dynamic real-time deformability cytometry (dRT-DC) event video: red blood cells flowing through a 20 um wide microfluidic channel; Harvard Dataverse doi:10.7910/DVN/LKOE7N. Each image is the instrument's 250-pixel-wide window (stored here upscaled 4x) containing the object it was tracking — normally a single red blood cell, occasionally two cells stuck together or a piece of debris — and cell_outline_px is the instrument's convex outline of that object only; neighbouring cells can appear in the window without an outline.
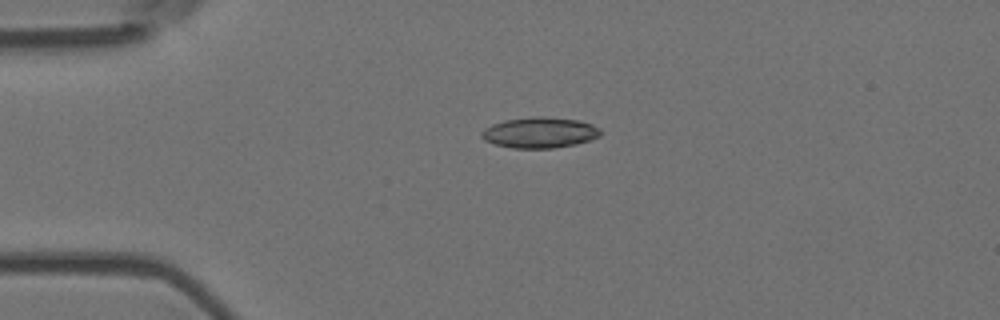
{"species": "Egyptian fruit bat (a non-hibernating species)", "species_latin": "Rousettus aegyptiacus", "temperature_condition": "room temperature", "stored_images_in_passage": 3, "camera_frame_rate_fps": 3000, "um_per_image_px": 0.085, "animal": {"sex": "female"}, "frame": {"image": 1, "passage_image": 1, "time_ms": 0.0, "image_size_px": [1000, 320], "cell_outline_px": [[600, 136], [592, 140], [576, 144], [552, 148], [512, 148], [496, 144], [484, 140], [480, 136], [480, 132], [484, 128], [492, 124], [504, 120], [540, 116], [576, 120], [592, 124], [600, 128]], "centroid_in_image_um": [45.86, 11.27], "position_along_channel_um": 39.1, "area_um2": 21.27}}
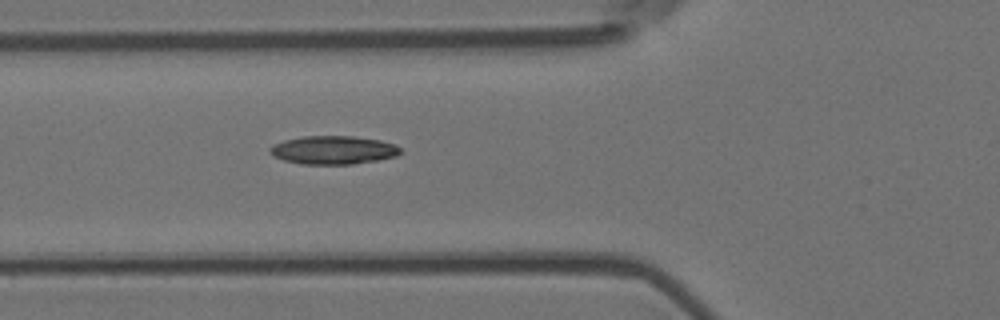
{"frame": {"image": 2, "passage_image": 3, "time_ms": 0.667, "image_size_px": [1000, 320], "cell_outline_px": [[400, 152], [396, 156], [376, 160], [352, 164], [300, 164], [284, 160], [268, 152], [268, 148], [272, 144], [284, 140], [304, 136], [352, 136], [380, 140], [396, 144], [400, 148]], "centroid_in_image_um": [28.3, 12.75], "position_along_channel_um": 97.5, "area_um2": 21.56}}